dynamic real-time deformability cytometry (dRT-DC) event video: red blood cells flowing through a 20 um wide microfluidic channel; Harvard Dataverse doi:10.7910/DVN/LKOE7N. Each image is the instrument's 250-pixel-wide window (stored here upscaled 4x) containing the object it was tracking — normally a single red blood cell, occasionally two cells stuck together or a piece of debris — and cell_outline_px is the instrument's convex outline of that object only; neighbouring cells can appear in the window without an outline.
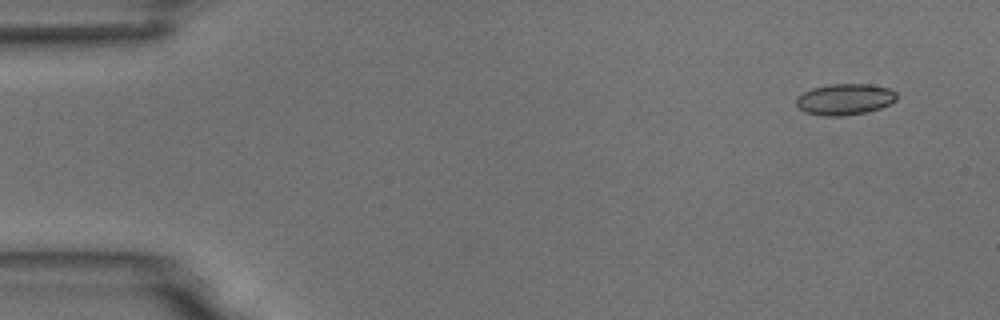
{"species": "common noctule bat (a hibernating species)", "species_latin": "Nyctalus noctula", "temperature_condition": "room temperature", "stored_images_in_passage": 6, "camera_frame_rate_fps": 3000, "um_per_image_px": 0.085, "animal": {"sex": "male", "body_mass_g": 18.8}, "frame": {"image": 1, "passage_image": 1, "time_ms": 0.0, "image_size_px": [1000, 320], "cell_outline_px": [[896, 100], [880, 108], [864, 112], [844, 116], [824, 116], [804, 112], [796, 104], [796, 100], [804, 92], [812, 88], [828, 84], [868, 84], [888, 88], [896, 92]], "centroid_in_image_um": [71.8, 8.44], "position_along_channel_um": 13.2, "area_um2": 18.09}}
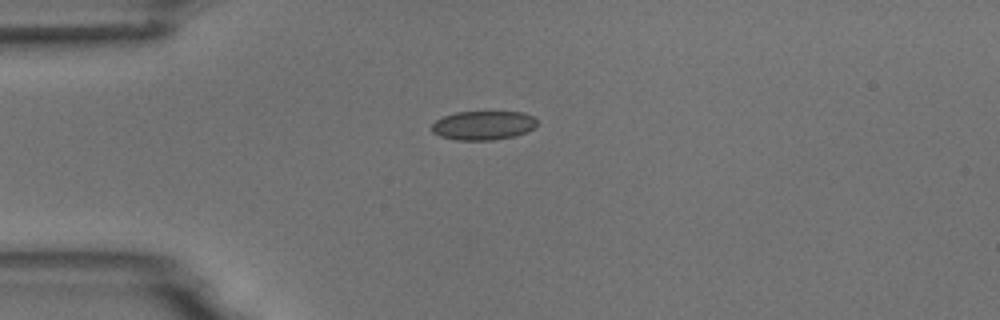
{"frame": {"image": 2, "passage_image": 4, "time_ms": 3.333, "image_size_px": [1000, 320], "cell_outline_px": [[536, 124], [532, 128], [524, 132], [512, 136], [492, 140], [456, 140], [440, 136], [432, 132], [432, 124], [436, 120], [444, 116], [456, 112], [524, 112], [532, 116], [536, 120]], "centroid_in_image_um": [41.03, 10.65], "position_along_channel_um": 44.0, "area_um2": 17.57}}